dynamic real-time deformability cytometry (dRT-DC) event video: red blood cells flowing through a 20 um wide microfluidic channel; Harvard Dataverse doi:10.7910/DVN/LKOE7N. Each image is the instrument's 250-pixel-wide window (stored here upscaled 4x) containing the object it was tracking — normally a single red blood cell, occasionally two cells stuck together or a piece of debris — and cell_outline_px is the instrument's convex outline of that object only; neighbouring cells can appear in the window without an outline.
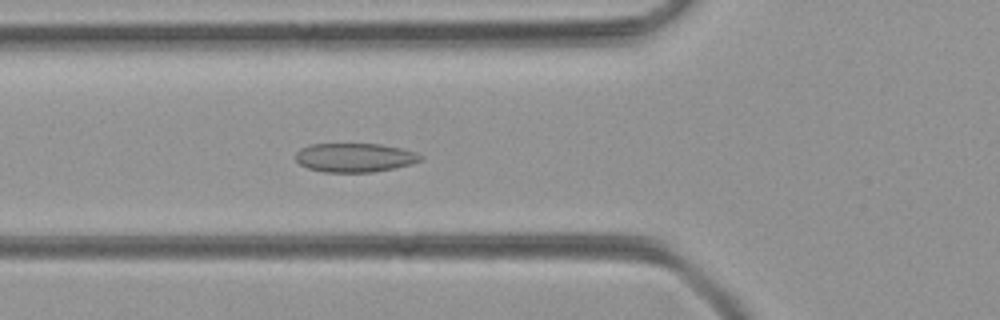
{"species": "common noctule bat (a hibernating species)", "species_latin": "Nyctalus noctula", "temperature_condition": "room temperature", "stored_images_in_passage": 50, "camera_frame_rate_fps": 3000, "um_per_image_px": 0.085, "animal": {"sex": "female", "body_mass_g": 21.9}, "frame": {"image": 1, "passage_image": 18, "time_ms": 5.667, "image_size_px": [1000, 320], "cell_outline_px": [[424, 160], [412, 164], [372, 172], [324, 172], [308, 168], [300, 164], [296, 160], [296, 152], [300, 148], [312, 144], [380, 144], [400, 148], [416, 152], [424, 156]], "centroid_in_image_um": [30.18, 13.39], "position_along_channel_um": 95.6, "area_um2": 21.1}}
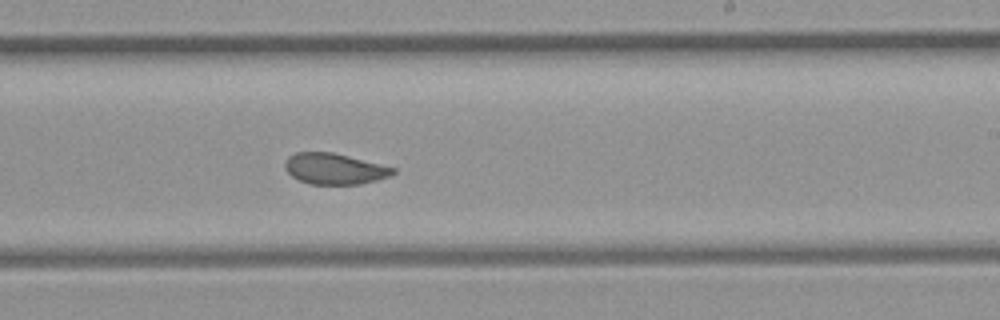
{"frame": {"image": 2, "passage_image": 30, "time_ms": 9.667, "image_size_px": [1000, 320], "cell_outline_px": [[396, 172], [388, 176], [376, 180], [360, 184], [308, 184], [292, 176], [284, 168], [284, 160], [288, 156], [296, 152], [332, 152], [396, 168]], "centroid_in_image_um": [28.39, 14.34], "position_along_channel_um": 260.6, "area_um2": 19.42}}
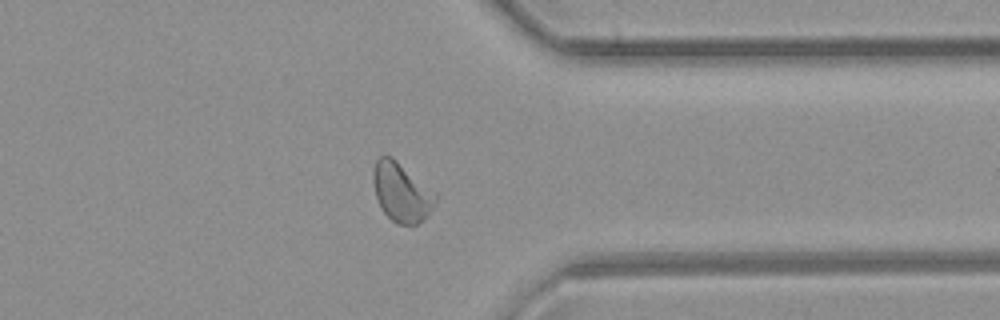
{"frame": {"image": 3, "passage_image": 39, "time_ms": 12.667, "image_size_px": [1000, 320], "cell_outline_px": [[436, 200], [432, 208], [424, 220], [416, 224], [396, 224], [384, 212], [376, 196], [372, 176], [372, 168], [376, 160], [380, 156], [392, 156], [436, 192]], "centroid_in_image_um": [34.12, 16.32], "position_along_channel_um": 377.3, "area_um2": 21.39}}